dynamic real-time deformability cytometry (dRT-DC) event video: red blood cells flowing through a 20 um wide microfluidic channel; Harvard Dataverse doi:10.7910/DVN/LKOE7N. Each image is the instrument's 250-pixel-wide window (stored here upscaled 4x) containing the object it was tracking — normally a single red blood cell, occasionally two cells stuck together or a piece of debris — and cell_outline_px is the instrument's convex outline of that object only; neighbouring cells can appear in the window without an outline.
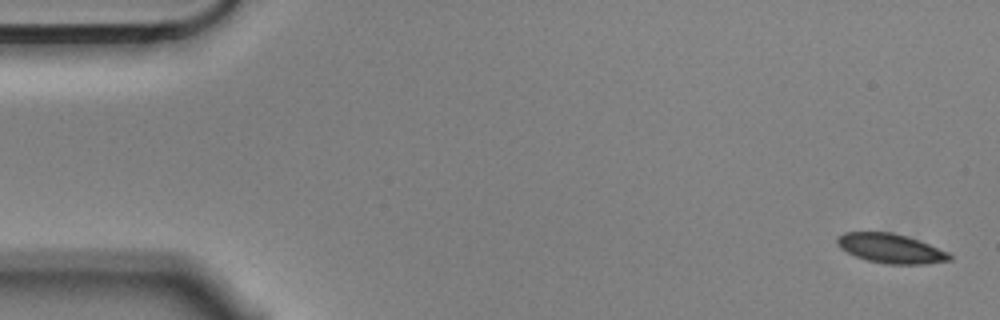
{"species": "Egyptian fruit bat (a non-hibernating species)", "species_latin": "Rousettus aegyptiacus", "temperature_condition": "cold", "stored_images_in_passage": 5, "camera_frame_rate_fps": 3000, "um_per_image_px": 0.085, "animal": {"sex": "male"}, "frame": {"image": 1, "passage_image": 1, "time_ms": 0.0, "image_size_px": [1000, 320], "cell_outline_px": [[952, 260], [924, 264], [884, 264], [868, 260], [856, 256], [840, 248], [836, 244], [836, 236], [844, 232], [892, 232], [908, 236], [948, 252], [952, 256]], "centroid_in_image_um": [75.69, 21.11], "position_along_channel_um": 9.3, "area_um2": 19.31}}
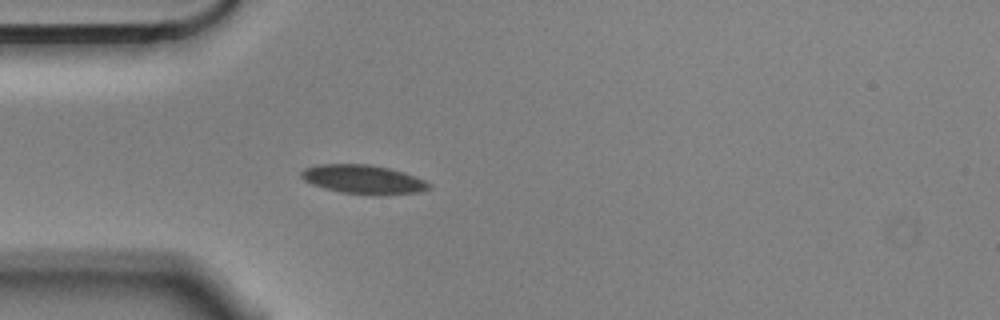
{"frame": {"image": 2, "passage_image": 5, "time_ms": 1.333, "image_size_px": [1000, 320], "cell_outline_px": [[432, 188], [420, 192], [380, 196], [372, 196], [340, 192], [324, 188], [312, 184], [304, 180], [300, 176], [300, 172], [304, 168], [320, 164], [368, 164], [388, 168], [404, 172], [424, 180], [432, 184]], "centroid_in_image_um": [30.91, 15.27], "position_along_channel_um": 54.1, "area_um2": 21.91}}